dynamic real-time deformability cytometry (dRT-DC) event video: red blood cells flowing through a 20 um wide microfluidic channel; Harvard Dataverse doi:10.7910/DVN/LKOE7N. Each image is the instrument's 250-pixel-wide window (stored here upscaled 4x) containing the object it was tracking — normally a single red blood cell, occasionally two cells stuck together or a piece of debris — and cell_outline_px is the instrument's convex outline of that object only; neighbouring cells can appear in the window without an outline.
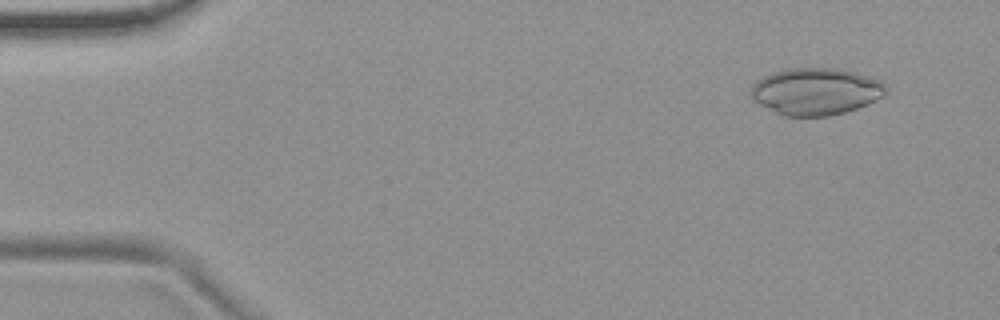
{"species": "common noctule bat (a hibernating species)", "species_latin": "Nyctalus noctula", "temperature_condition": "room temperature", "stored_images_in_passage": 53, "camera_frame_rate_fps": 3000, "um_per_image_px": 0.085, "animal": {"sex": "female", "body_mass_g": 19.9}, "frame": {"image": 1, "passage_image": 4, "time_ms": 1.0, "image_size_px": [1000, 320], "cell_outline_px": [[888, 92], [884, 96], [868, 104], [844, 112], [828, 116], [784, 116], [752, 100], [752, 84], [756, 80], [772, 72], [784, 68], [840, 68], [872, 76], [880, 80], [888, 88]], "centroid_in_image_um": [69.38, 7.75], "position_along_channel_um": 15.6, "area_um2": 37.28}}
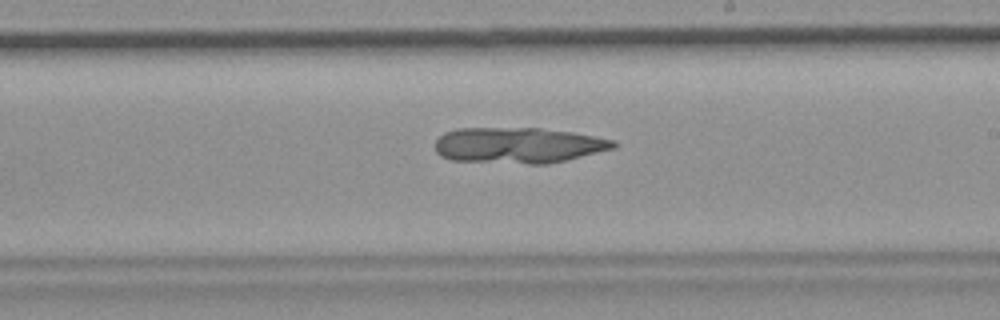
{"frame": {"image": 2, "passage_image": 31, "time_ms": 10.0, "image_size_px": [1000, 320], "cell_outline_px": [[616, 148], [548, 164], [528, 164], [452, 160], [440, 156], [436, 152], [436, 140], [444, 132], [456, 128], [540, 128], [572, 132], [616, 140]], "centroid_in_image_um": [44.05, 12.35], "position_along_channel_um": 244.9, "area_um2": 37.34}}
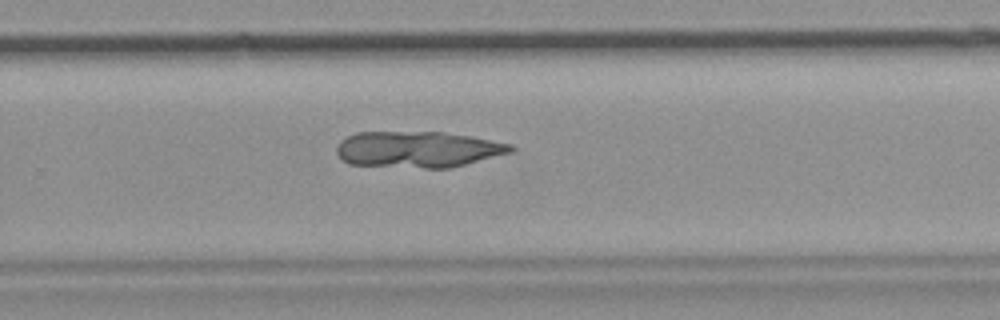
{"frame": {"image": 3, "passage_image": 35, "time_ms": 11.333, "image_size_px": [1000, 320], "cell_outline_px": [[516, 148], [512, 152], [452, 168], [424, 168], [348, 164], [336, 152], [336, 148], [340, 140], [356, 132], [444, 132], [472, 136], [512, 144]], "centroid_in_image_um": [35.55, 12.7], "position_along_channel_um": 294.2, "area_um2": 36.93}}